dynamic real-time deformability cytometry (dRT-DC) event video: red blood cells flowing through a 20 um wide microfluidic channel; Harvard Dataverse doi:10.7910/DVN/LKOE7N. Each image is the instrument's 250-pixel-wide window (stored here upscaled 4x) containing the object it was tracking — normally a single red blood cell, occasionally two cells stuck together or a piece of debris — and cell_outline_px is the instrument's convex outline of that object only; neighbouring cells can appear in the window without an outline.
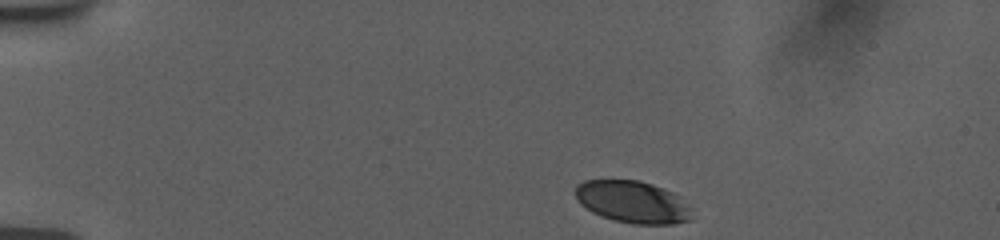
{"species": "human", "species_latin": "Homo sapiens", "temperature_condition": "room temperature", "stored_images_in_passage": 46, "camera_frame_rate_fps": 3000, "um_per_image_px": 0.085, "donor": {"sex": "female"}, "frame": {"image": 1, "passage_image": 1, "time_ms": 0.0, "image_size_px": [1000, 240], "cell_outline_px": [[692, 220], [672, 224], [632, 224], [600, 216], [592, 212], [580, 204], [576, 196], [576, 184], [584, 180], [640, 180], [664, 188], [680, 196], [692, 208]], "centroid_in_image_um": [53.81, 17.17], "position_along_channel_um": 31.2, "area_um2": 28.9}}
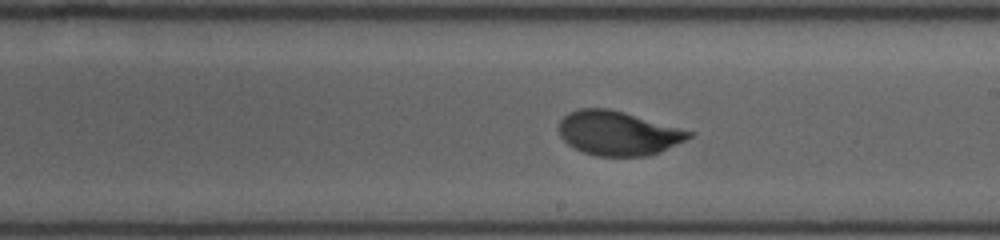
{"frame": {"image": 2, "passage_image": 24, "time_ms": 7.667, "image_size_px": [1000, 240], "cell_outline_px": [[696, 132], [692, 136], [660, 152], [648, 156], [596, 156], [572, 148], [560, 136], [560, 120], [568, 112], [580, 108], [608, 108], [624, 112]], "centroid_in_image_um": [52.53, 11.32], "position_along_channel_um": 236.5, "area_um2": 33.52}}
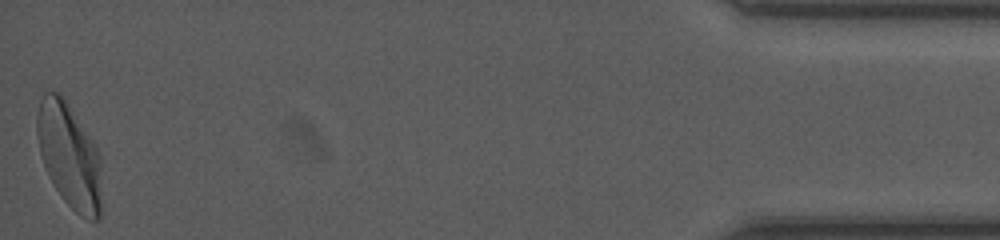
{"frame": {"image": 3, "passage_image": 46, "time_ms": 15.0, "image_size_px": [1000, 240], "cell_outline_px": [[100, 220], [92, 220], [80, 216], [64, 200], [56, 188], [40, 156], [36, 132], [36, 116], [40, 100], [44, 92], [60, 92], [92, 140], [100, 156]], "centroid_in_image_um": [5.87, 13.21], "position_along_channel_um": 429.3, "area_um2": 39.02}, "authors_computed_cell_mechanics": {"area_um2": 33.524, "velocity_mm_per_s": 3.7351, "shape_relaxation_time_tau1_ms": 2.5636, "shape_relaxation_time_tau2_ms": null, "deformation_change_tau1": 0.1352, "deformation_change_tau2": null}}